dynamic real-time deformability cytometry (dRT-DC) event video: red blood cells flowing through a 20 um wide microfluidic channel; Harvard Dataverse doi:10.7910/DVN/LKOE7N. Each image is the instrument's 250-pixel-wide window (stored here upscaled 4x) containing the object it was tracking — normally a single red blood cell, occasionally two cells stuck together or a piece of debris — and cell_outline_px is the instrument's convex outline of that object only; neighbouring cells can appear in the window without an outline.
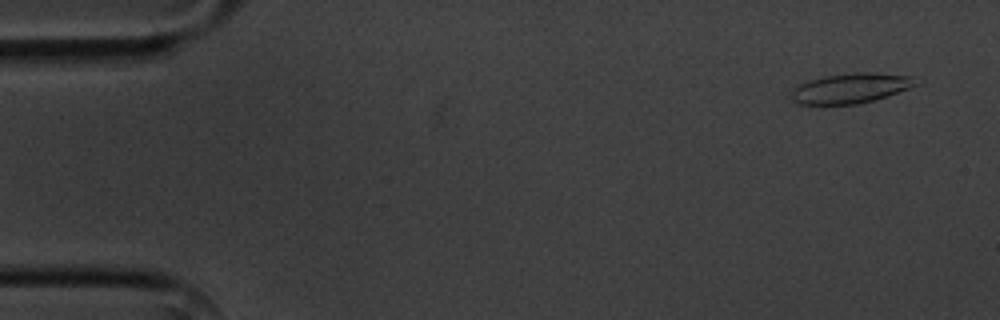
{"species": "common noctule bat (a hibernating species)", "species_latin": "Nyctalus noctula", "temperature_condition": "cold", "stored_images_in_passage": 5, "segment_of_instrument_passage": [1, 2], "camera_frame_rate_fps": 3000, "um_per_image_px": 0.085, "animal": {"sex": "male", "body_mass_g": 20.1, "forearm_length_mm": 53.5}, "frame": {"image": 1, "passage_image": 1, "time_ms": 0.0, "image_size_px": [1000, 320], "cell_outline_px": [[924, 80], [920, 84], [888, 96], [876, 100], [856, 104], [800, 104], [792, 100], [788, 96], [792, 88], [808, 80], [828, 76], [856, 72], [868, 72], [912, 76]], "centroid_in_image_um": [72.36, 7.5], "position_along_channel_um": 12.6, "area_um2": 22.08}}